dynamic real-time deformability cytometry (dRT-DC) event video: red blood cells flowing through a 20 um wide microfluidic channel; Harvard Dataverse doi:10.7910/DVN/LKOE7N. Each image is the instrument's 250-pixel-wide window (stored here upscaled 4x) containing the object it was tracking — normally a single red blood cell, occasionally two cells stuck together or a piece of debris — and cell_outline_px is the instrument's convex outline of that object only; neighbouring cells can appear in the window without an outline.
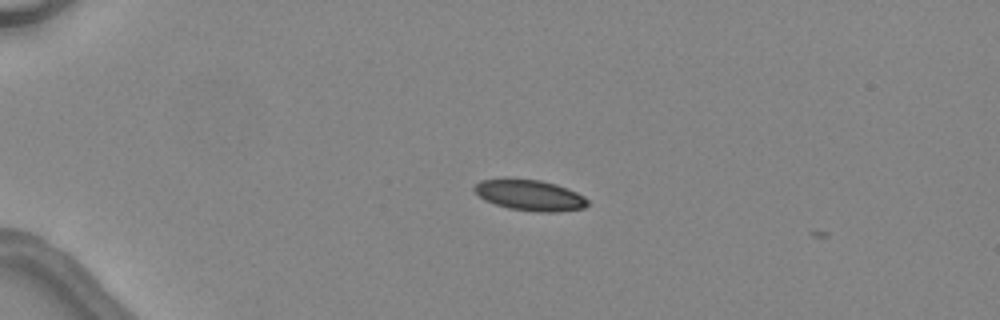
{"species": "common noctule bat (a hibernating species)", "species_latin": "Nyctalus noctula", "temperature_condition": "warm", "stored_images_in_passage": 7, "camera_frame_rate_fps": 3000, "um_per_image_px": 0.085, "animal": {"sex": "female", "body_mass_g": 24.6, "forearm_length_mm": 56.2}, "frame": {"image": 1, "passage_image": 4, "time_ms": 1.0, "image_size_px": [1000, 320], "cell_outline_px": [[588, 204], [584, 208], [556, 212], [540, 212], [508, 208], [484, 200], [472, 188], [480, 180], [504, 176], [540, 180], [556, 184], [568, 188], [584, 196], [588, 200]], "centroid_in_image_um": [45.0, 16.55], "position_along_channel_um": 40.0, "area_um2": 20.81}}